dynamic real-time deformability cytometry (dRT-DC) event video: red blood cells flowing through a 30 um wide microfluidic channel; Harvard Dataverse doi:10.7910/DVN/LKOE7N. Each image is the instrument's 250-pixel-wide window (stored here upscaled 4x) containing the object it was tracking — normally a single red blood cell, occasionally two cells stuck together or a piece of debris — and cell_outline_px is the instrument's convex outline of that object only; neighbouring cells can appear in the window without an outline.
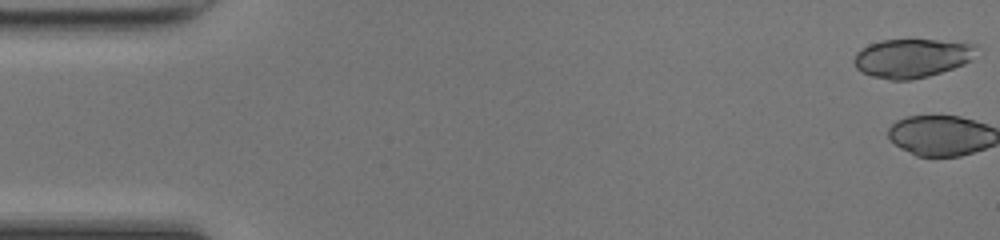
{"species": "common noctule bat (a hibernating species)", "species_latin": "Nyctalus noctula", "temperature_condition": "room temperature", "stored_images_in_passage": 2, "camera_frame_rate_fps": 3000, "um_per_image_px": 0.085, "animal": {"sex": "female", "body_mass_g": 17.0, "forearm_length_mm": 48.0}, "frame": {"image": 1, "passage_image": 1, "time_ms": 0.0, "image_size_px": [1000, 240], "cell_outline_px": [[976, 44], [972, 60], [964, 64], [928, 76], [912, 80], [888, 80], [872, 76], [860, 72], [856, 68], [852, 60], [856, 52], [860, 48], [868, 44], [880, 40], [936, 40]], "centroid_in_image_um": [77.44, 4.94], "position_along_channel_um": 7.6, "area_um2": 27.8}}